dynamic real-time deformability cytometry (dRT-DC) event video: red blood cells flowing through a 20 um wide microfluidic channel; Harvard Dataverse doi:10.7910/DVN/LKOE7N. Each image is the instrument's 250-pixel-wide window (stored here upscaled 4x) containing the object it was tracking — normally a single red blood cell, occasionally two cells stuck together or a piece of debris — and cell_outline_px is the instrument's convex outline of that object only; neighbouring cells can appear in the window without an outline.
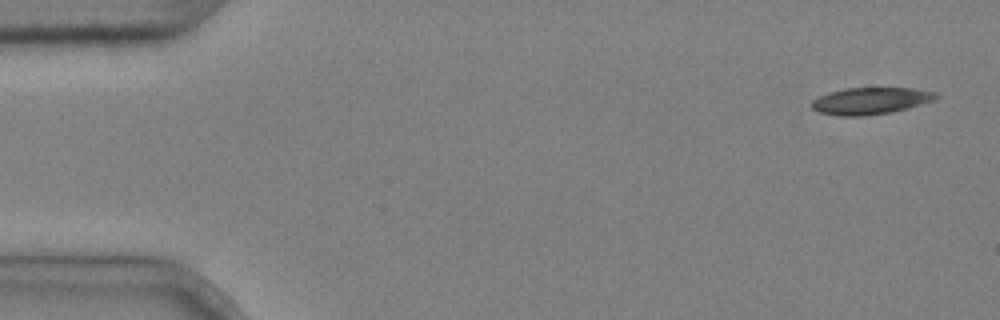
{"species": "common noctule bat (a hibernating species)", "species_latin": "Nyctalus noctula", "temperature_condition": "cold", "stored_images_in_passage": 2, "camera_frame_rate_fps": 3000, "um_per_image_px": 0.085, "animal": {"sex": "male", "body_mass_g": 20.4}, "frame": {"image": 1, "passage_image": 2, "time_ms": 0.333, "image_size_px": [1000, 320], "cell_outline_px": [[940, 96], [932, 100], [908, 108], [892, 112], [864, 116], [836, 116], [820, 112], [812, 108], [812, 100], [828, 92], [844, 88], [912, 88], [936, 92]], "centroid_in_image_um": [73.98, 8.57], "position_along_channel_um": 11.0, "area_um2": 19.42}}